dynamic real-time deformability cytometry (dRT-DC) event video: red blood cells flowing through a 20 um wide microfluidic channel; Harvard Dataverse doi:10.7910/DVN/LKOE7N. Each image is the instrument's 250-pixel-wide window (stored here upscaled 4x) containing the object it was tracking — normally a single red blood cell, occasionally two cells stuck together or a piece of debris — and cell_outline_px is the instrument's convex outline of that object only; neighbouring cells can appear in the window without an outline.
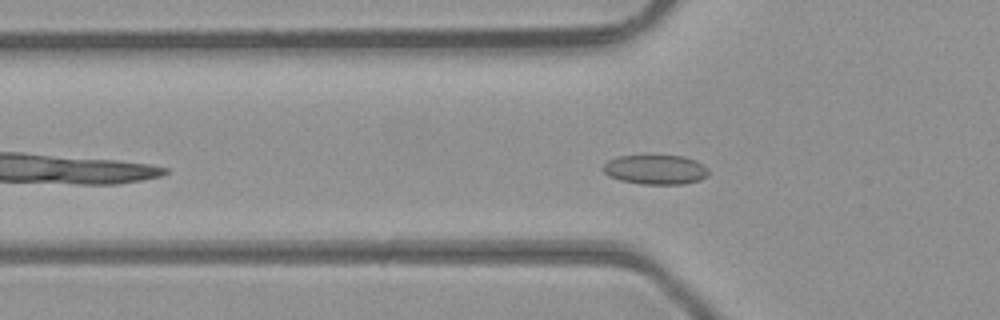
{"species": "common noctule bat (a hibernating species)", "species_latin": "Nyctalus noctula", "temperature_condition": "room temperature", "stored_images_in_passage": 36, "camera_frame_rate_fps": 3000, "um_per_image_px": 0.085, "animal": {"sex": "male", "body_mass_g": 23.1, "forearm_length_mm": 52.7}, "frame": {"image": 1, "passage_image": 7, "time_ms": 2.0, "image_size_px": [1000, 320], "cell_outline_px": [[708, 176], [700, 180], [684, 184], [640, 184], [620, 180], [608, 176], [600, 168], [608, 160], [616, 156], [644, 152], [652, 152], [684, 156], [696, 160], [704, 164], [708, 168]], "centroid_in_image_um": [55.69, 14.35], "position_along_channel_um": 70.1, "area_um2": 19.48}}
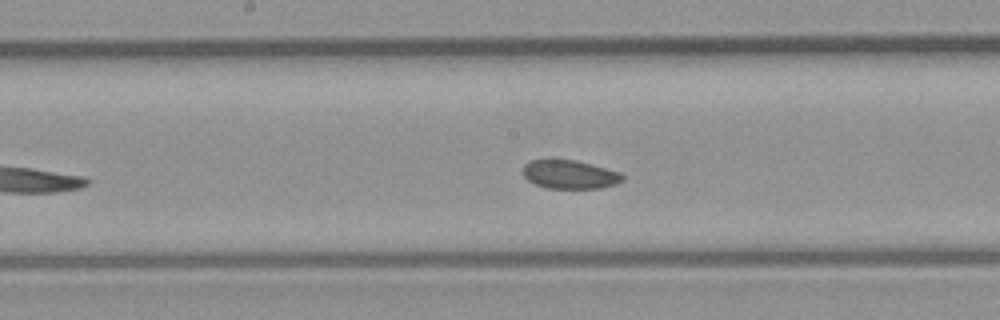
{"frame": {"image": 2, "passage_image": 16, "time_ms": 5.0, "image_size_px": [1000, 320], "cell_outline_px": [[624, 180], [616, 184], [600, 188], [548, 188], [536, 184], [528, 180], [524, 176], [524, 164], [528, 160], [548, 156], [572, 160], [592, 164], [620, 172], [624, 176]], "centroid_in_image_um": [48.39, 14.78], "position_along_channel_um": 199.8, "area_um2": 17.11}}
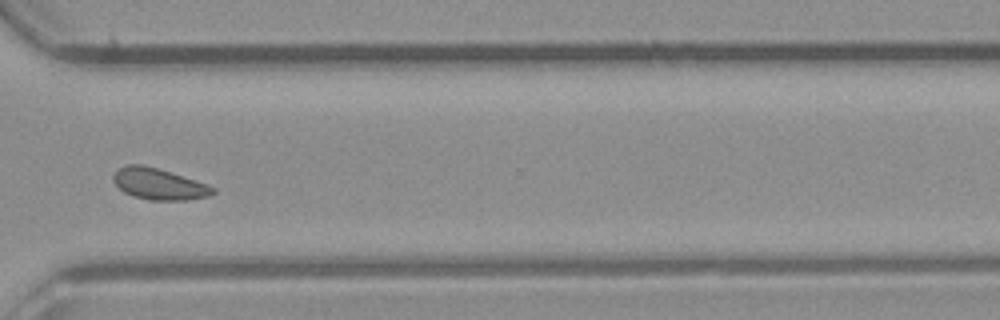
{"frame": {"image": 3, "passage_image": 27, "time_ms": 8.667, "image_size_px": [1000, 320], "cell_outline_px": [[216, 192], [208, 196], [188, 200], [152, 200], [132, 196], [124, 192], [112, 180], [112, 176], [124, 164], [144, 164], [208, 184], [216, 188]], "centroid_in_image_um": [13.51, 15.64], "position_along_channel_um": 357.1, "area_um2": 18.15}, "authors_computed_cell_mechanics": {"area_um2": 18.1492, "velocity_mm_per_s": 4.3031, "shape_relaxation_time_tau1_ms": null, "shape_relaxation_time_tau2_ms": 5.1617, "deformation_change_tau1": null, "deformation_change_tau2": 0.0758}}